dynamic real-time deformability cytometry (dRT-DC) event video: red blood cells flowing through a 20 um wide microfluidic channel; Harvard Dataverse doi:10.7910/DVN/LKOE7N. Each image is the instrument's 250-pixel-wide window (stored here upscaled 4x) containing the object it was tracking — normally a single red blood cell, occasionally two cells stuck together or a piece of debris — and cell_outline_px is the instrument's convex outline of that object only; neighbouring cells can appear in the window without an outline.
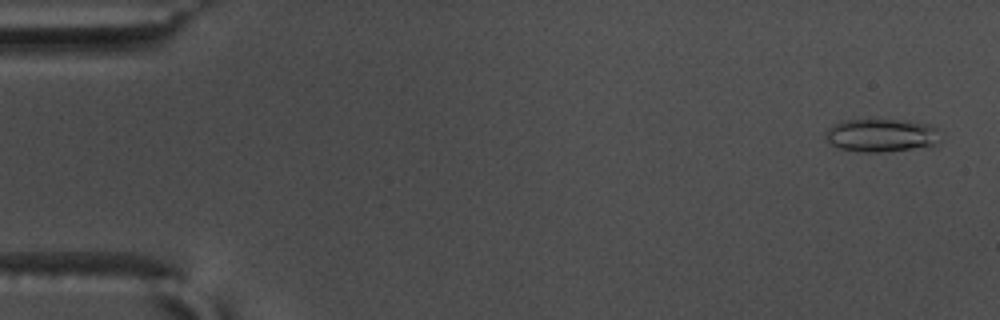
{"species": "common noctule bat (a hibernating species)", "species_latin": "Nyctalus noctula", "temperature_condition": "warm", "stored_images_in_passage": 57, "camera_frame_rate_fps": 3000, "um_per_image_px": 0.085, "animal": {"sex": "male", "body_mass_g": 17.5, "forearm_length_mm": 52.3}, "frame": {"image": 1, "passage_image": 3, "time_ms": 0.667, "image_size_px": [1000, 320], "cell_outline_px": [[944, 132], [940, 144], [912, 148], [880, 152], [856, 152], [840, 148], [824, 140], [824, 132], [828, 128], [840, 120], [872, 116], [904, 120], [928, 124]], "centroid_in_image_um": [74.91, 11.44], "position_along_channel_um": 10.1, "area_um2": 23.52}}
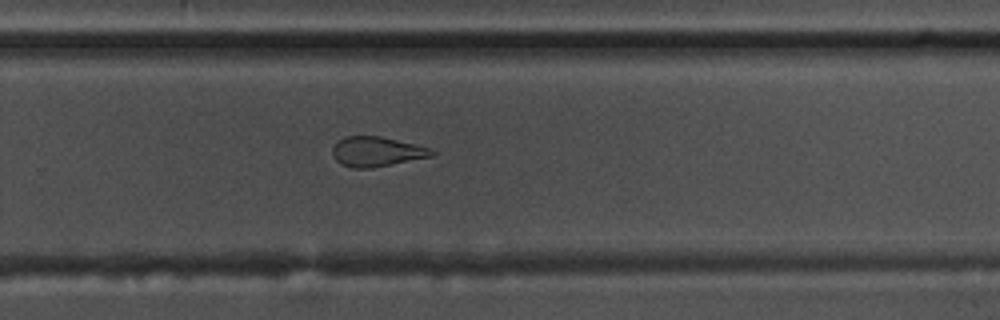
{"frame": {"image": 2, "passage_image": 38, "time_ms": 12.333, "image_size_px": [1000, 320], "cell_outline_px": [[436, 156], [372, 168], [352, 168], [340, 164], [332, 156], [332, 148], [344, 136], [380, 136], [428, 148], [436, 152]], "centroid_in_image_um": [32.01, 12.91], "position_along_channel_um": 297.8, "area_um2": 17.22}}
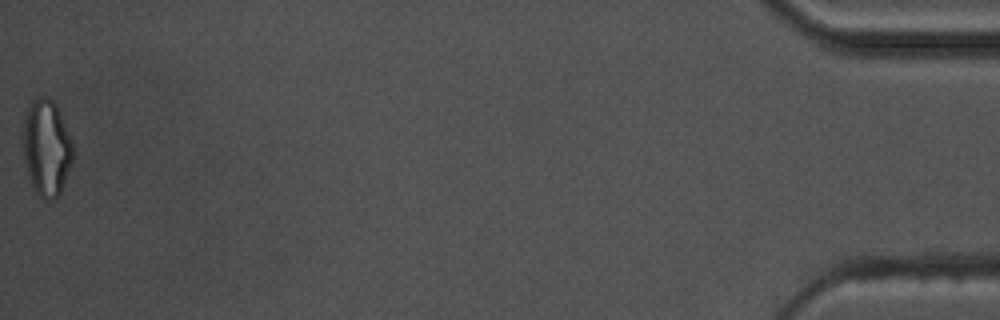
{"frame": {"image": 3, "passage_image": 57, "time_ms": 18.667, "image_size_px": [1000, 320], "cell_outline_px": [[72, 160], [60, 196], [52, 200], [44, 200], [32, 188], [24, 160], [20, 140], [20, 136], [28, 104], [32, 100], [40, 96], [48, 96], [56, 104], [72, 140]], "centroid_in_image_um": [3.91, 12.55], "position_along_channel_um": 431.3, "area_um2": 28.67}, "authors_computed_cell_mechanics": {"area_um2": 19.7098, "velocity_mm_per_s": 3.6637, "shape_relaxation_time_tau1_ms": null, "shape_relaxation_time_tau2_ms": 1.9645, "deformation_change_tau1": null, "deformation_change_tau2": 0.0962}}